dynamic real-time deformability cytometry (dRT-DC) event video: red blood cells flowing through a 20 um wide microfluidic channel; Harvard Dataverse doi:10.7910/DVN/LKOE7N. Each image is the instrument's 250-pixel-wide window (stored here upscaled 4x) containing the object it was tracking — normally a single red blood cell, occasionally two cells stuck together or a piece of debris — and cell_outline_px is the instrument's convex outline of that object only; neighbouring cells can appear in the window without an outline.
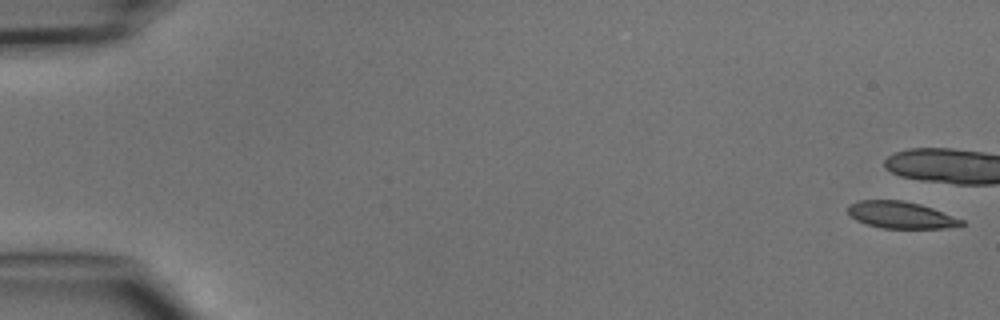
{"species": "common noctule bat (a hibernating species)", "species_latin": "Nyctalus noctula", "temperature_condition": "cold", "stored_images_in_passage": 4, "camera_frame_rate_fps": 3000, "um_per_image_px": 0.085, "animal": {"sex": "male", "body_mass_g": 15.6}, "frame": {"image": 1, "passage_image": 1, "time_ms": 0.0, "image_size_px": [1000, 320], "cell_outline_px": [[964, 224], [944, 228], [884, 228], [868, 224], [856, 220], [848, 212], [848, 204], [860, 200], [904, 200], [920, 204], [932, 208], [964, 220]], "centroid_in_image_um": [76.56, 18.26], "position_along_channel_um": 8.4, "area_um2": 17.57}}